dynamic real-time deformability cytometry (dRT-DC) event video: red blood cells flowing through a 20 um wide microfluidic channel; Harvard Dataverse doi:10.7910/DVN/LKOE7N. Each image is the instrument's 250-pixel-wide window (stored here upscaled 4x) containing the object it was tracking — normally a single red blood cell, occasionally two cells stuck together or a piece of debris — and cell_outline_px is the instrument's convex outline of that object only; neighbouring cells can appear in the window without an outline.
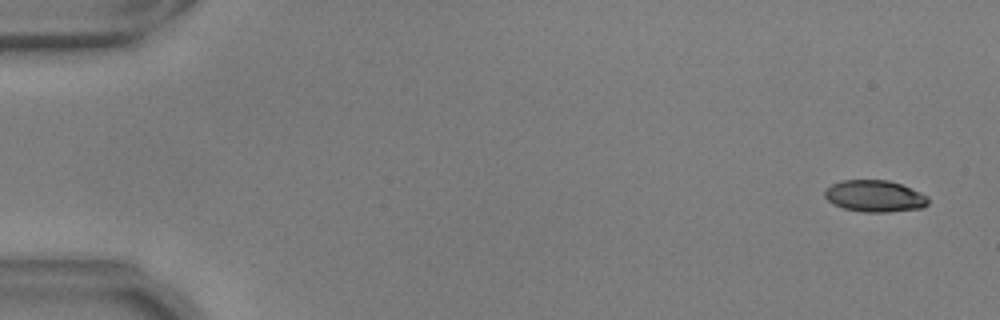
{"species": "common noctule bat (a hibernating species)", "species_latin": "Nyctalus noctula", "temperature_condition": "warm", "stored_images_in_passage": 3, "camera_frame_rate_fps": 3000, "um_per_image_px": 0.085, "animal": {"sex": "male", "body_mass_g": 17.9, "forearm_length_mm": 54.2}, "frame": {"image": 1, "passage_image": 1, "time_ms": 0.0, "image_size_px": [1000, 320], "cell_outline_px": [[928, 204], [924, 208], [888, 212], [864, 212], [844, 208], [832, 204], [824, 196], [824, 192], [832, 184], [840, 180], [888, 180], [900, 184], [920, 192], [928, 196]], "centroid_in_image_um": [74.36, 16.67], "position_along_channel_um": 10.6, "area_um2": 19.13}}